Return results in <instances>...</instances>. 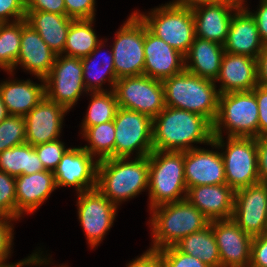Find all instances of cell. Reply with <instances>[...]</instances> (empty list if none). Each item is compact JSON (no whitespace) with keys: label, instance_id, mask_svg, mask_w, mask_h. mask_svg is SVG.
<instances>
[{"label":"cell","instance_id":"obj_1","mask_svg":"<svg viewBox=\"0 0 267 267\" xmlns=\"http://www.w3.org/2000/svg\"><path fill=\"white\" fill-rule=\"evenodd\" d=\"M213 141V124L204 116L166 106L153 118V149L159 151H188L191 143ZM191 144V145H190Z\"/></svg>","mask_w":267,"mask_h":267},{"label":"cell","instance_id":"obj_2","mask_svg":"<svg viewBox=\"0 0 267 267\" xmlns=\"http://www.w3.org/2000/svg\"><path fill=\"white\" fill-rule=\"evenodd\" d=\"M128 159L98 161L97 189L116 206L148 188L149 155Z\"/></svg>","mask_w":267,"mask_h":267},{"label":"cell","instance_id":"obj_3","mask_svg":"<svg viewBox=\"0 0 267 267\" xmlns=\"http://www.w3.org/2000/svg\"><path fill=\"white\" fill-rule=\"evenodd\" d=\"M162 84L166 106L196 113L214 123L220 95L214 81L184 70L162 80Z\"/></svg>","mask_w":267,"mask_h":267},{"label":"cell","instance_id":"obj_4","mask_svg":"<svg viewBox=\"0 0 267 267\" xmlns=\"http://www.w3.org/2000/svg\"><path fill=\"white\" fill-rule=\"evenodd\" d=\"M153 244L151 250L174 246L182 238L200 231L210 220L187 199L163 204L150 209Z\"/></svg>","mask_w":267,"mask_h":267},{"label":"cell","instance_id":"obj_5","mask_svg":"<svg viewBox=\"0 0 267 267\" xmlns=\"http://www.w3.org/2000/svg\"><path fill=\"white\" fill-rule=\"evenodd\" d=\"M258 104L253 91L230 92L219 95L217 118L213 123L211 147H225L222 127L228 137L258 138Z\"/></svg>","mask_w":267,"mask_h":267},{"label":"cell","instance_id":"obj_6","mask_svg":"<svg viewBox=\"0 0 267 267\" xmlns=\"http://www.w3.org/2000/svg\"><path fill=\"white\" fill-rule=\"evenodd\" d=\"M148 190L150 209L186 199L183 151L153 150L149 154Z\"/></svg>","mask_w":267,"mask_h":267},{"label":"cell","instance_id":"obj_7","mask_svg":"<svg viewBox=\"0 0 267 267\" xmlns=\"http://www.w3.org/2000/svg\"><path fill=\"white\" fill-rule=\"evenodd\" d=\"M135 13L152 34L186 55L196 37L192 10L167 3L148 15Z\"/></svg>","mask_w":267,"mask_h":267},{"label":"cell","instance_id":"obj_8","mask_svg":"<svg viewBox=\"0 0 267 267\" xmlns=\"http://www.w3.org/2000/svg\"><path fill=\"white\" fill-rule=\"evenodd\" d=\"M115 127L114 158H130L134 150L137 157L148 156L152 143L153 119L134 110L119 107L113 120Z\"/></svg>","mask_w":267,"mask_h":267},{"label":"cell","instance_id":"obj_9","mask_svg":"<svg viewBox=\"0 0 267 267\" xmlns=\"http://www.w3.org/2000/svg\"><path fill=\"white\" fill-rule=\"evenodd\" d=\"M118 107L155 118L165 107L161 80L146 75L119 78L113 89Z\"/></svg>","mask_w":267,"mask_h":267},{"label":"cell","instance_id":"obj_10","mask_svg":"<svg viewBox=\"0 0 267 267\" xmlns=\"http://www.w3.org/2000/svg\"><path fill=\"white\" fill-rule=\"evenodd\" d=\"M112 52L117 79L144 75V22L135 12L117 31Z\"/></svg>","mask_w":267,"mask_h":267},{"label":"cell","instance_id":"obj_11","mask_svg":"<svg viewBox=\"0 0 267 267\" xmlns=\"http://www.w3.org/2000/svg\"><path fill=\"white\" fill-rule=\"evenodd\" d=\"M226 149L221 153L226 184L234 191L260 182L257 138L227 137Z\"/></svg>","mask_w":267,"mask_h":267},{"label":"cell","instance_id":"obj_12","mask_svg":"<svg viewBox=\"0 0 267 267\" xmlns=\"http://www.w3.org/2000/svg\"><path fill=\"white\" fill-rule=\"evenodd\" d=\"M81 58L56 55L50 73L44 78L45 97L68 111L85 91Z\"/></svg>","mask_w":267,"mask_h":267},{"label":"cell","instance_id":"obj_13","mask_svg":"<svg viewBox=\"0 0 267 267\" xmlns=\"http://www.w3.org/2000/svg\"><path fill=\"white\" fill-rule=\"evenodd\" d=\"M78 218L92 249L112 227L117 207L97 187L78 194Z\"/></svg>","mask_w":267,"mask_h":267},{"label":"cell","instance_id":"obj_14","mask_svg":"<svg viewBox=\"0 0 267 267\" xmlns=\"http://www.w3.org/2000/svg\"><path fill=\"white\" fill-rule=\"evenodd\" d=\"M231 219L252 237L267 232V184L259 182L235 191Z\"/></svg>","mask_w":267,"mask_h":267},{"label":"cell","instance_id":"obj_15","mask_svg":"<svg viewBox=\"0 0 267 267\" xmlns=\"http://www.w3.org/2000/svg\"><path fill=\"white\" fill-rule=\"evenodd\" d=\"M82 147L69 148L53 171L57 187L75 186L78 193L97 187V165Z\"/></svg>","mask_w":267,"mask_h":267},{"label":"cell","instance_id":"obj_16","mask_svg":"<svg viewBox=\"0 0 267 267\" xmlns=\"http://www.w3.org/2000/svg\"><path fill=\"white\" fill-rule=\"evenodd\" d=\"M221 267H249L253 237L231 218L212 221Z\"/></svg>","mask_w":267,"mask_h":267},{"label":"cell","instance_id":"obj_17","mask_svg":"<svg viewBox=\"0 0 267 267\" xmlns=\"http://www.w3.org/2000/svg\"><path fill=\"white\" fill-rule=\"evenodd\" d=\"M242 5L238 0H220L192 10L195 36L224 44L233 14ZM233 11V13H232Z\"/></svg>","mask_w":267,"mask_h":267},{"label":"cell","instance_id":"obj_18","mask_svg":"<svg viewBox=\"0 0 267 267\" xmlns=\"http://www.w3.org/2000/svg\"><path fill=\"white\" fill-rule=\"evenodd\" d=\"M144 75L164 80L185 70V56L156 37L144 23Z\"/></svg>","mask_w":267,"mask_h":267},{"label":"cell","instance_id":"obj_19","mask_svg":"<svg viewBox=\"0 0 267 267\" xmlns=\"http://www.w3.org/2000/svg\"><path fill=\"white\" fill-rule=\"evenodd\" d=\"M68 110L44 97L28 114L26 122V143L35 146L57 140L61 133L64 115Z\"/></svg>","mask_w":267,"mask_h":267},{"label":"cell","instance_id":"obj_20","mask_svg":"<svg viewBox=\"0 0 267 267\" xmlns=\"http://www.w3.org/2000/svg\"><path fill=\"white\" fill-rule=\"evenodd\" d=\"M187 190L193 186L226 184L221 152L193 148L184 152Z\"/></svg>","mask_w":267,"mask_h":267},{"label":"cell","instance_id":"obj_21","mask_svg":"<svg viewBox=\"0 0 267 267\" xmlns=\"http://www.w3.org/2000/svg\"><path fill=\"white\" fill-rule=\"evenodd\" d=\"M218 81L219 94L251 91L258 85L257 59L225 52L215 83Z\"/></svg>","mask_w":267,"mask_h":267},{"label":"cell","instance_id":"obj_22","mask_svg":"<svg viewBox=\"0 0 267 267\" xmlns=\"http://www.w3.org/2000/svg\"><path fill=\"white\" fill-rule=\"evenodd\" d=\"M55 58L56 54L38 32L27 24L26 19H23L20 53L14 69L21 65L23 69L42 80L50 73Z\"/></svg>","mask_w":267,"mask_h":267},{"label":"cell","instance_id":"obj_23","mask_svg":"<svg viewBox=\"0 0 267 267\" xmlns=\"http://www.w3.org/2000/svg\"><path fill=\"white\" fill-rule=\"evenodd\" d=\"M235 191L227 184L193 186L186 199L210 221L230 219L234 209Z\"/></svg>","mask_w":267,"mask_h":267},{"label":"cell","instance_id":"obj_24","mask_svg":"<svg viewBox=\"0 0 267 267\" xmlns=\"http://www.w3.org/2000/svg\"><path fill=\"white\" fill-rule=\"evenodd\" d=\"M223 47L227 53L255 59L263 50L256 22L243 5L233 14Z\"/></svg>","mask_w":267,"mask_h":267},{"label":"cell","instance_id":"obj_25","mask_svg":"<svg viewBox=\"0 0 267 267\" xmlns=\"http://www.w3.org/2000/svg\"><path fill=\"white\" fill-rule=\"evenodd\" d=\"M57 188L54 173L43 170L16 177L17 220L23 212L33 213Z\"/></svg>","mask_w":267,"mask_h":267},{"label":"cell","instance_id":"obj_26","mask_svg":"<svg viewBox=\"0 0 267 267\" xmlns=\"http://www.w3.org/2000/svg\"><path fill=\"white\" fill-rule=\"evenodd\" d=\"M224 53L222 44L195 37L185 55V70L215 82Z\"/></svg>","mask_w":267,"mask_h":267},{"label":"cell","instance_id":"obj_27","mask_svg":"<svg viewBox=\"0 0 267 267\" xmlns=\"http://www.w3.org/2000/svg\"><path fill=\"white\" fill-rule=\"evenodd\" d=\"M41 81V85L30 79L0 84V95L9 115L25 116L45 97V82Z\"/></svg>","mask_w":267,"mask_h":267},{"label":"cell","instance_id":"obj_28","mask_svg":"<svg viewBox=\"0 0 267 267\" xmlns=\"http://www.w3.org/2000/svg\"><path fill=\"white\" fill-rule=\"evenodd\" d=\"M25 19L56 55L63 54L69 27L74 19L44 11H26Z\"/></svg>","mask_w":267,"mask_h":267},{"label":"cell","instance_id":"obj_29","mask_svg":"<svg viewBox=\"0 0 267 267\" xmlns=\"http://www.w3.org/2000/svg\"><path fill=\"white\" fill-rule=\"evenodd\" d=\"M104 43L101 42L97 45V47L86 57L81 58L82 66H83V81L88 92H105L103 87V82L106 80L110 82L112 86L110 91L114 89L115 82L118 80L113 62V52L111 50L109 56L104 55L100 61L96 63V56L101 52V48L104 47ZM100 51V52H99ZM107 54V53H104ZM95 59V60H93ZM96 67V68H95ZM108 76V77H107ZM106 77L108 79H106Z\"/></svg>","mask_w":267,"mask_h":267},{"label":"cell","instance_id":"obj_30","mask_svg":"<svg viewBox=\"0 0 267 267\" xmlns=\"http://www.w3.org/2000/svg\"><path fill=\"white\" fill-rule=\"evenodd\" d=\"M174 246L182 253L198 258L209 267H221L212 221L204 229L185 236Z\"/></svg>","mask_w":267,"mask_h":267},{"label":"cell","instance_id":"obj_31","mask_svg":"<svg viewBox=\"0 0 267 267\" xmlns=\"http://www.w3.org/2000/svg\"><path fill=\"white\" fill-rule=\"evenodd\" d=\"M45 170L34 146L24 143L0 153V171L17 177Z\"/></svg>","mask_w":267,"mask_h":267},{"label":"cell","instance_id":"obj_32","mask_svg":"<svg viewBox=\"0 0 267 267\" xmlns=\"http://www.w3.org/2000/svg\"><path fill=\"white\" fill-rule=\"evenodd\" d=\"M94 19L73 20L67 34L63 54L83 58L101 42L92 28Z\"/></svg>","mask_w":267,"mask_h":267},{"label":"cell","instance_id":"obj_33","mask_svg":"<svg viewBox=\"0 0 267 267\" xmlns=\"http://www.w3.org/2000/svg\"><path fill=\"white\" fill-rule=\"evenodd\" d=\"M82 135L90 146L82 147L93 157L98 155L97 161L114 158L115 127L114 122L109 121L89 128H82Z\"/></svg>","mask_w":267,"mask_h":267},{"label":"cell","instance_id":"obj_34","mask_svg":"<svg viewBox=\"0 0 267 267\" xmlns=\"http://www.w3.org/2000/svg\"><path fill=\"white\" fill-rule=\"evenodd\" d=\"M22 20L0 26V68L12 75L20 53Z\"/></svg>","mask_w":267,"mask_h":267},{"label":"cell","instance_id":"obj_35","mask_svg":"<svg viewBox=\"0 0 267 267\" xmlns=\"http://www.w3.org/2000/svg\"><path fill=\"white\" fill-rule=\"evenodd\" d=\"M91 102L81 128H89L101 123L113 121L117 112L118 102L113 90L91 92Z\"/></svg>","mask_w":267,"mask_h":267},{"label":"cell","instance_id":"obj_36","mask_svg":"<svg viewBox=\"0 0 267 267\" xmlns=\"http://www.w3.org/2000/svg\"><path fill=\"white\" fill-rule=\"evenodd\" d=\"M24 143H26L24 116L8 115L0 122V153Z\"/></svg>","mask_w":267,"mask_h":267},{"label":"cell","instance_id":"obj_37","mask_svg":"<svg viewBox=\"0 0 267 267\" xmlns=\"http://www.w3.org/2000/svg\"><path fill=\"white\" fill-rule=\"evenodd\" d=\"M16 177L0 171V215L17 219Z\"/></svg>","mask_w":267,"mask_h":267},{"label":"cell","instance_id":"obj_38","mask_svg":"<svg viewBox=\"0 0 267 267\" xmlns=\"http://www.w3.org/2000/svg\"><path fill=\"white\" fill-rule=\"evenodd\" d=\"M45 170L54 171L62 156L69 149L59 139L34 146Z\"/></svg>","mask_w":267,"mask_h":267},{"label":"cell","instance_id":"obj_39","mask_svg":"<svg viewBox=\"0 0 267 267\" xmlns=\"http://www.w3.org/2000/svg\"><path fill=\"white\" fill-rule=\"evenodd\" d=\"M164 267H209L196 257L179 251L175 246L158 250Z\"/></svg>","mask_w":267,"mask_h":267},{"label":"cell","instance_id":"obj_40","mask_svg":"<svg viewBox=\"0 0 267 267\" xmlns=\"http://www.w3.org/2000/svg\"><path fill=\"white\" fill-rule=\"evenodd\" d=\"M14 220L11 217L0 215V265H23V260L14 264L5 263L12 251L13 225L10 222Z\"/></svg>","mask_w":267,"mask_h":267},{"label":"cell","instance_id":"obj_41","mask_svg":"<svg viewBox=\"0 0 267 267\" xmlns=\"http://www.w3.org/2000/svg\"><path fill=\"white\" fill-rule=\"evenodd\" d=\"M66 16L74 20L94 19L95 0H64Z\"/></svg>","mask_w":267,"mask_h":267},{"label":"cell","instance_id":"obj_42","mask_svg":"<svg viewBox=\"0 0 267 267\" xmlns=\"http://www.w3.org/2000/svg\"><path fill=\"white\" fill-rule=\"evenodd\" d=\"M10 16L13 22L25 19L26 5L21 0H0V20L3 23L11 22Z\"/></svg>","mask_w":267,"mask_h":267},{"label":"cell","instance_id":"obj_43","mask_svg":"<svg viewBox=\"0 0 267 267\" xmlns=\"http://www.w3.org/2000/svg\"><path fill=\"white\" fill-rule=\"evenodd\" d=\"M258 104V137L267 136V87L257 85L252 89Z\"/></svg>","mask_w":267,"mask_h":267},{"label":"cell","instance_id":"obj_44","mask_svg":"<svg viewBox=\"0 0 267 267\" xmlns=\"http://www.w3.org/2000/svg\"><path fill=\"white\" fill-rule=\"evenodd\" d=\"M249 267H267V232L253 237Z\"/></svg>","mask_w":267,"mask_h":267},{"label":"cell","instance_id":"obj_45","mask_svg":"<svg viewBox=\"0 0 267 267\" xmlns=\"http://www.w3.org/2000/svg\"><path fill=\"white\" fill-rule=\"evenodd\" d=\"M26 11H44L49 13L66 15L64 0H30L26 5Z\"/></svg>","mask_w":267,"mask_h":267},{"label":"cell","instance_id":"obj_46","mask_svg":"<svg viewBox=\"0 0 267 267\" xmlns=\"http://www.w3.org/2000/svg\"><path fill=\"white\" fill-rule=\"evenodd\" d=\"M259 9L252 13L244 7L254 18L261 42L267 45V0H260Z\"/></svg>","mask_w":267,"mask_h":267},{"label":"cell","instance_id":"obj_47","mask_svg":"<svg viewBox=\"0 0 267 267\" xmlns=\"http://www.w3.org/2000/svg\"><path fill=\"white\" fill-rule=\"evenodd\" d=\"M127 267H164V264L159 252L149 249L140 257L128 263Z\"/></svg>","mask_w":267,"mask_h":267},{"label":"cell","instance_id":"obj_48","mask_svg":"<svg viewBox=\"0 0 267 267\" xmlns=\"http://www.w3.org/2000/svg\"><path fill=\"white\" fill-rule=\"evenodd\" d=\"M257 154L260 182L267 184V136L257 138Z\"/></svg>","mask_w":267,"mask_h":267},{"label":"cell","instance_id":"obj_49","mask_svg":"<svg viewBox=\"0 0 267 267\" xmlns=\"http://www.w3.org/2000/svg\"><path fill=\"white\" fill-rule=\"evenodd\" d=\"M258 84L267 87V45L257 57Z\"/></svg>","mask_w":267,"mask_h":267},{"label":"cell","instance_id":"obj_50","mask_svg":"<svg viewBox=\"0 0 267 267\" xmlns=\"http://www.w3.org/2000/svg\"><path fill=\"white\" fill-rule=\"evenodd\" d=\"M220 0H173V2H169L170 4L184 7L190 10H193L194 8H197L199 6L207 5V4H213Z\"/></svg>","mask_w":267,"mask_h":267},{"label":"cell","instance_id":"obj_51","mask_svg":"<svg viewBox=\"0 0 267 267\" xmlns=\"http://www.w3.org/2000/svg\"><path fill=\"white\" fill-rule=\"evenodd\" d=\"M41 254H42V252L39 254V253H33L31 256H29L28 258H25L24 260H23V265H0V267H23V266H30V265H39V267H40V265H48L49 263L48 262H50L49 260H47V258H42L41 257Z\"/></svg>","mask_w":267,"mask_h":267},{"label":"cell","instance_id":"obj_52","mask_svg":"<svg viewBox=\"0 0 267 267\" xmlns=\"http://www.w3.org/2000/svg\"><path fill=\"white\" fill-rule=\"evenodd\" d=\"M9 115L5 104L2 101L1 95H0V122L3 121L7 116Z\"/></svg>","mask_w":267,"mask_h":267},{"label":"cell","instance_id":"obj_53","mask_svg":"<svg viewBox=\"0 0 267 267\" xmlns=\"http://www.w3.org/2000/svg\"><path fill=\"white\" fill-rule=\"evenodd\" d=\"M240 2L241 5H245L244 2H246L245 0H238Z\"/></svg>","mask_w":267,"mask_h":267},{"label":"cell","instance_id":"obj_54","mask_svg":"<svg viewBox=\"0 0 267 267\" xmlns=\"http://www.w3.org/2000/svg\"><path fill=\"white\" fill-rule=\"evenodd\" d=\"M25 5H27V3L30 1V0H21Z\"/></svg>","mask_w":267,"mask_h":267}]
</instances>
